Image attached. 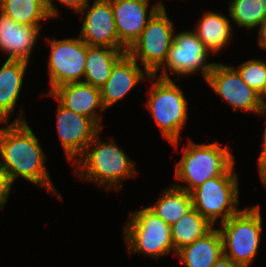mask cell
<instances>
[{"label": "cell", "mask_w": 266, "mask_h": 267, "mask_svg": "<svg viewBox=\"0 0 266 267\" xmlns=\"http://www.w3.org/2000/svg\"><path fill=\"white\" fill-rule=\"evenodd\" d=\"M222 254V238L214 227L200 239L179 249L176 256L186 267H212Z\"/></svg>", "instance_id": "d6986e66"}, {"label": "cell", "mask_w": 266, "mask_h": 267, "mask_svg": "<svg viewBox=\"0 0 266 267\" xmlns=\"http://www.w3.org/2000/svg\"><path fill=\"white\" fill-rule=\"evenodd\" d=\"M127 51L111 47L88 45L84 74L85 80H82V82L100 89L110 77L115 63Z\"/></svg>", "instance_id": "ffe728a7"}, {"label": "cell", "mask_w": 266, "mask_h": 267, "mask_svg": "<svg viewBox=\"0 0 266 267\" xmlns=\"http://www.w3.org/2000/svg\"><path fill=\"white\" fill-rule=\"evenodd\" d=\"M265 104H266V86H265Z\"/></svg>", "instance_id": "1f68e13d"}, {"label": "cell", "mask_w": 266, "mask_h": 267, "mask_svg": "<svg viewBox=\"0 0 266 267\" xmlns=\"http://www.w3.org/2000/svg\"><path fill=\"white\" fill-rule=\"evenodd\" d=\"M220 224L223 255L249 267L261 242L263 226L259 205L244 208Z\"/></svg>", "instance_id": "277c9868"}, {"label": "cell", "mask_w": 266, "mask_h": 267, "mask_svg": "<svg viewBox=\"0 0 266 267\" xmlns=\"http://www.w3.org/2000/svg\"><path fill=\"white\" fill-rule=\"evenodd\" d=\"M129 254L143 253L157 259L174 250L171 226L164 222L148 207L130 212L123 230Z\"/></svg>", "instance_id": "8992f818"}, {"label": "cell", "mask_w": 266, "mask_h": 267, "mask_svg": "<svg viewBox=\"0 0 266 267\" xmlns=\"http://www.w3.org/2000/svg\"><path fill=\"white\" fill-rule=\"evenodd\" d=\"M99 134L100 131L72 164L78 168V178L96 183L105 190L119 191L126 178L136 177V163L117 146L115 139L111 137L110 142H104L99 140Z\"/></svg>", "instance_id": "7a4b0ae2"}, {"label": "cell", "mask_w": 266, "mask_h": 267, "mask_svg": "<svg viewBox=\"0 0 266 267\" xmlns=\"http://www.w3.org/2000/svg\"><path fill=\"white\" fill-rule=\"evenodd\" d=\"M206 81L216 95L228 102L234 111L240 109L265 115L266 104L261 95L242 80L235 68L215 63Z\"/></svg>", "instance_id": "8fae6325"}, {"label": "cell", "mask_w": 266, "mask_h": 267, "mask_svg": "<svg viewBox=\"0 0 266 267\" xmlns=\"http://www.w3.org/2000/svg\"><path fill=\"white\" fill-rule=\"evenodd\" d=\"M229 18L213 11H207L195 27L197 38L204 44L210 53H218L230 42L232 26Z\"/></svg>", "instance_id": "44dd1931"}, {"label": "cell", "mask_w": 266, "mask_h": 267, "mask_svg": "<svg viewBox=\"0 0 266 267\" xmlns=\"http://www.w3.org/2000/svg\"><path fill=\"white\" fill-rule=\"evenodd\" d=\"M259 27L258 45L266 51V18L263 19Z\"/></svg>", "instance_id": "4dcf8cb0"}, {"label": "cell", "mask_w": 266, "mask_h": 267, "mask_svg": "<svg viewBox=\"0 0 266 267\" xmlns=\"http://www.w3.org/2000/svg\"><path fill=\"white\" fill-rule=\"evenodd\" d=\"M57 108V135L66 157L69 161L75 158L74 163L101 128L89 117L67 109L59 102Z\"/></svg>", "instance_id": "4fadbf2b"}, {"label": "cell", "mask_w": 266, "mask_h": 267, "mask_svg": "<svg viewBox=\"0 0 266 267\" xmlns=\"http://www.w3.org/2000/svg\"><path fill=\"white\" fill-rule=\"evenodd\" d=\"M139 65L128 52L115 63L110 77L100 88L101 99L105 109L125 97L143 78L154 81L155 76L150 75L145 69L142 70Z\"/></svg>", "instance_id": "9a60e30c"}, {"label": "cell", "mask_w": 266, "mask_h": 267, "mask_svg": "<svg viewBox=\"0 0 266 267\" xmlns=\"http://www.w3.org/2000/svg\"><path fill=\"white\" fill-rule=\"evenodd\" d=\"M45 95L59 100L58 102L67 109L89 117L102 129L103 118L96 113V109L99 107L100 112L106 109L99 88L84 82H72L62 84Z\"/></svg>", "instance_id": "2e32d148"}, {"label": "cell", "mask_w": 266, "mask_h": 267, "mask_svg": "<svg viewBox=\"0 0 266 267\" xmlns=\"http://www.w3.org/2000/svg\"><path fill=\"white\" fill-rule=\"evenodd\" d=\"M89 6L88 2L79 12L85 14L79 37L89 46L128 50L119 41L111 0H95Z\"/></svg>", "instance_id": "7c38bea8"}, {"label": "cell", "mask_w": 266, "mask_h": 267, "mask_svg": "<svg viewBox=\"0 0 266 267\" xmlns=\"http://www.w3.org/2000/svg\"><path fill=\"white\" fill-rule=\"evenodd\" d=\"M40 29L19 24L0 11V51L9 56L7 59L29 62Z\"/></svg>", "instance_id": "e0dca14e"}, {"label": "cell", "mask_w": 266, "mask_h": 267, "mask_svg": "<svg viewBox=\"0 0 266 267\" xmlns=\"http://www.w3.org/2000/svg\"><path fill=\"white\" fill-rule=\"evenodd\" d=\"M28 63L7 59L0 68V123L9 122L15 110Z\"/></svg>", "instance_id": "ac0fdd59"}, {"label": "cell", "mask_w": 266, "mask_h": 267, "mask_svg": "<svg viewBox=\"0 0 266 267\" xmlns=\"http://www.w3.org/2000/svg\"><path fill=\"white\" fill-rule=\"evenodd\" d=\"M146 106L163 137L176 146L188 119V101L180 86L170 78H156L150 86Z\"/></svg>", "instance_id": "5b68a950"}, {"label": "cell", "mask_w": 266, "mask_h": 267, "mask_svg": "<svg viewBox=\"0 0 266 267\" xmlns=\"http://www.w3.org/2000/svg\"><path fill=\"white\" fill-rule=\"evenodd\" d=\"M209 56L210 52L193 30L179 32L174 35V41L162 66L163 72L158 77L170 79L169 71L180 77L201 72L206 80L215 64V62L207 63Z\"/></svg>", "instance_id": "9c48e42d"}, {"label": "cell", "mask_w": 266, "mask_h": 267, "mask_svg": "<svg viewBox=\"0 0 266 267\" xmlns=\"http://www.w3.org/2000/svg\"><path fill=\"white\" fill-rule=\"evenodd\" d=\"M232 168L228 173L210 178L192 190V208L196 209L213 226L237 214L239 202L238 176Z\"/></svg>", "instance_id": "52a82bcc"}, {"label": "cell", "mask_w": 266, "mask_h": 267, "mask_svg": "<svg viewBox=\"0 0 266 267\" xmlns=\"http://www.w3.org/2000/svg\"><path fill=\"white\" fill-rule=\"evenodd\" d=\"M182 151V158L176 164L175 178L187 185H173L187 192H191L210 178L228 173L235 166V157L228 146L224 148L216 141L211 144H195L189 140Z\"/></svg>", "instance_id": "3957f363"}, {"label": "cell", "mask_w": 266, "mask_h": 267, "mask_svg": "<svg viewBox=\"0 0 266 267\" xmlns=\"http://www.w3.org/2000/svg\"><path fill=\"white\" fill-rule=\"evenodd\" d=\"M229 16L238 27L252 29L266 18V0H229Z\"/></svg>", "instance_id": "d4e9b609"}, {"label": "cell", "mask_w": 266, "mask_h": 267, "mask_svg": "<svg viewBox=\"0 0 266 267\" xmlns=\"http://www.w3.org/2000/svg\"><path fill=\"white\" fill-rule=\"evenodd\" d=\"M236 70L242 80L261 95L265 103L266 62L259 59H249L236 67Z\"/></svg>", "instance_id": "484cf974"}, {"label": "cell", "mask_w": 266, "mask_h": 267, "mask_svg": "<svg viewBox=\"0 0 266 267\" xmlns=\"http://www.w3.org/2000/svg\"><path fill=\"white\" fill-rule=\"evenodd\" d=\"M0 11L15 22L42 27V20L50 19L45 0H0Z\"/></svg>", "instance_id": "cb8c5ba5"}, {"label": "cell", "mask_w": 266, "mask_h": 267, "mask_svg": "<svg viewBox=\"0 0 266 267\" xmlns=\"http://www.w3.org/2000/svg\"><path fill=\"white\" fill-rule=\"evenodd\" d=\"M56 1L69 7L76 13H79L84 8V6L89 2V0H56ZM45 4L51 18H55L59 15L58 10L53 4V0H45Z\"/></svg>", "instance_id": "4316f807"}, {"label": "cell", "mask_w": 266, "mask_h": 267, "mask_svg": "<svg viewBox=\"0 0 266 267\" xmlns=\"http://www.w3.org/2000/svg\"><path fill=\"white\" fill-rule=\"evenodd\" d=\"M48 39L51 48L48 57L49 83L51 90L72 82H82L84 78L88 45L78 36L57 40Z\"/></svg>", "instance_id": "30bf717a"}, {"label": "cell", "mask_w": 266, "mask_h": 267, "mask_svg": "<svg viewBox=\"0 0 266 267\" xmlns=\"http://www.w3.org/2000/svg\"><path fill=\"white\" fill-rule=\"evenodd\" d=\"M212 267H244V266L235 263L229 257L222 254Z\"/></svg>", "instance_id": "f546056e"}, {"label": "cell", "mask_w": 266, "mask_h": 267, "mask_svg": "<svg viewBox=\"0 0 266 267\" xmlns=\"http://www.w3.org/2000/svg\"><path fill=\"white\" fill-rule=\"evenodd\" d=\"M165 189L156 203L148 208L169 226L175 224L192 209L191 193L174 185Z\"/></svg>", "instance_id": "7402d4cb"}, {"label": "cell", "mask_w": 266, "mask_h": 267, "mask_svg": "<svg viewBox=\"0 0 266 267\" xmlns=\"http://www.w3.org/2000/svg\"><path fill=\"white\" fill-rule=\"evenodd\" d=\"M175 28L166 9H159L149 20L128 53L150 74L157 76L174 41Z\"/></svg>", "instance_id": "ba28073f"}, {"label": "cell", "mask_w": 266, "mask_h": 267, "mask_svg": "<svg viewBox=\"0 0 266 267\" xmlns=\"http://www.w3.org/2000/svg\"><path fill=\"white\" fill-rule=\"evenodd\" d=\"M12 183L9 179V176L0 169V207L1 209L4 208L8 197L10 195Z\"/></svg>", "instance_id": "83f0119b"}, {"label": "cell", "mask_w": 266, "mask_h": 267, "mask_svg": "<svg viewBox=\"0 0 266 267\" xmlns=\"http://www.w3.org/2000/svg\"><path fill=\"white\" fill-rule=\"evenodd\" d=\"M213 225L196 209H190L181 219L171 226L174 250L192 244L213 229Z\"/></svg>", "instance_id": "603a6c76"}, {"label": "cell", "mask_w": 266, "mask_h": 267, "mask_svg": "<svg viewBox=\"0 0 266 267\" xmlns=\"http://www.w3.org/2000/svg\"><path fill=\"white\" fill-rule=\"evenodd\" d=\"M19 115L9 125L3 122L7 127L0 128V169L9 176L12 184L20 176L57 194L62 200L45 168L46 155L38 138L28 126L23 113Z\"/></svg>", "instance_id": "6da1fadb"}, {"label": "cell", "mask_w": 266, "mask_h": 267, "mask_svg": "<svg viewBox=\"0 0 266 267\" xmlns=\"http://www.w3.org/2000/svg\"><path fill=\"white\" fill-rule=\"evenodd\" d=\"M258 171L264 187H266V126L263 134L262 151L258 158Z\"/></svg>", "instance_id": "f1b7e54d"}, {"label": "cell", "mask_w": 266, "mask_h": 267, "mask_svg": "<svg viewBox=\"0 0 266 267\" xmlns=\"http://www.w3.org/2000/svg\"><path fill=\"white\" fill-rule=\"evenodd\" d=\"M111 2L119 41L127 49L140 37L154 14L159 9H165L163 2L149 7V0H111Z\"/></svg>", "instance_id": "5bb4252c"}]
</instances>
